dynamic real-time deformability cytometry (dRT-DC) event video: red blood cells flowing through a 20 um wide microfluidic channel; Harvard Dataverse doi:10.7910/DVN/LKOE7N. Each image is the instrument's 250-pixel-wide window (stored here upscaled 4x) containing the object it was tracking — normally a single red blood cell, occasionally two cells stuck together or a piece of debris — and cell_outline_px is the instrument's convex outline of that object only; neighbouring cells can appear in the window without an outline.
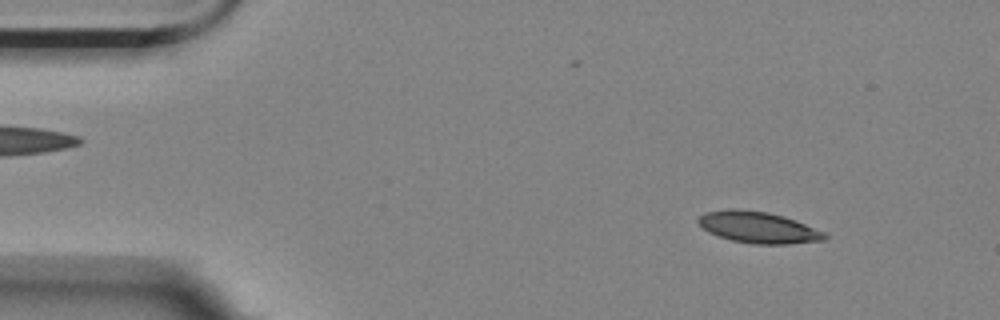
{"species": "Egyptian fruit bat (a non-hibernating species)", "species_latin": "Rousettus aegyptiacus", "temperature_condition": "room temperature", "stored_images_in_passage": 18, "camera_frame_rate_fps": 3000, "um_per_image_px": 0.085, "animal": {"sex": "female"}, "frame": {"image": 1, "passage_image": 4, "time_ms": 1.0, "image_size_px": [1000, 320], "cell_outline_px": [[828, 236], [824, 240], [788, 244], [752, 244], [732, 240], [708, 232], [696, 220], [704, 212], [728, 208], [736, 208], [768, 212], [784, 216], [796, 220], [824, 232]], "centroid_in_image_um": [64.44, 19.31], "position_along_channel_um": 20.6, "area_um2": 23.18}}
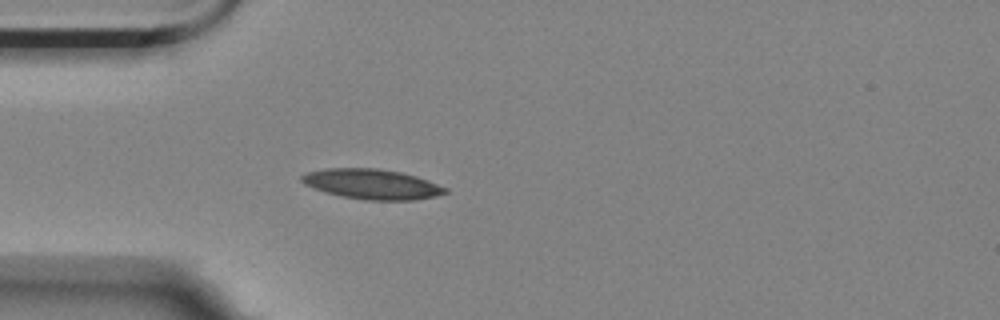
{"frame": {"image": 2, "passage_image": 13, "time_ms": 4.0, "image_size_px": [1000, 320], "cell_outline_px": [[448, 192], [436, 196], [416, 200], [364, 200], [344, 196], [328, 192], [304, 184], [300, 180], [300, 176], [308, 172], [324, 168], [376, 168], [400, 172], [416, 176], [428, 180], [448, 188]], "centroid_in_image_um": [31.65, 15.64], "position_along_channel_um": 53.3, "area_um2": 25.03}}
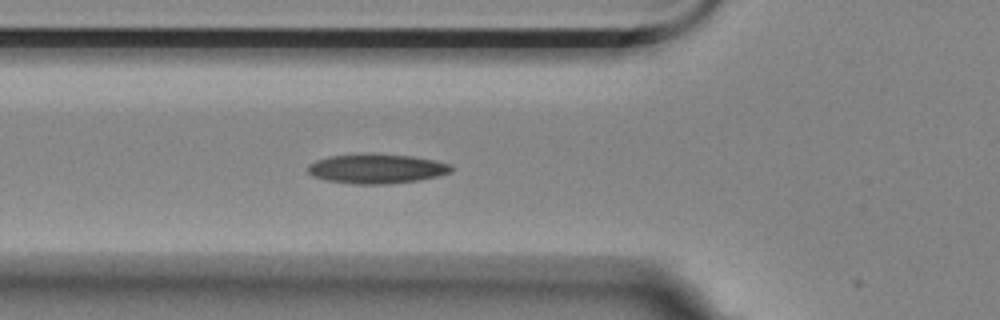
{"frame": {"image": 3, "passage_image": 17, "time_ms": 5.333, "image_size_px": [1000, 320], "cell_outline_px": [[452, 172], [436, 176], [416, 180], [388, 184], [352, 184], [328, 180], [312, 176], [308, 172], [308, 164], [316, 160], [328, 156], [372, 152], [412, 156], [436, 160], [452, 164]], "centroid_in_image_um": [32.0, 14.31], "position_along_channel_um": 93.8, "area_um2": 25.03}}